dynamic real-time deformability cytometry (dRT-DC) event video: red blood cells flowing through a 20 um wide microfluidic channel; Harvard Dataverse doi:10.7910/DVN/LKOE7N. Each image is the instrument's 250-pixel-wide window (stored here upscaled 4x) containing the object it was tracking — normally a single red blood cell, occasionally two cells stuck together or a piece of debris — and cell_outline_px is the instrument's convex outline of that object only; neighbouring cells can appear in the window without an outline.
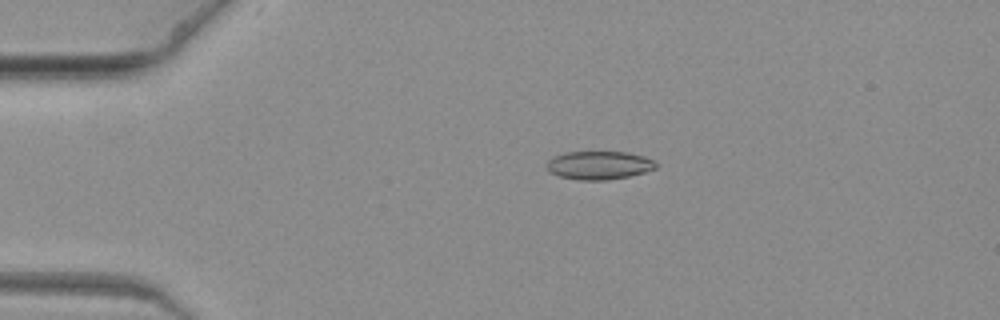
{"species": "common noctule bat (a hibernating species)", "species_latin": "Nyctalus noctula", "temperature_condition": "warm", "stored_images_in_passage": 9, "camera_frame_rate_fps": 3000, "um_per_image_px": 0.085, "animal": {"sex": "female", "body_mass_g": 19.3, "forearm_length_mm": 54.1}, "frame": {"image": 1, "passage_image": 6, "time_ms": 1.667, "image_size_px": [1000, 320], "cell_outline_px": [[656, 168], [644, 172], [628, 176], [608, 180], [580, 180], [560, 176], [552, 172], [548, 168], [548, 160], [552, 156], [564, 152], [628, 152], [644, 156], [652, 160], [656, 164]], "centroid_in_image_um": [50.92, 14.04], "position_along_channel_um": 34.1, "area_um2": 17.86}}
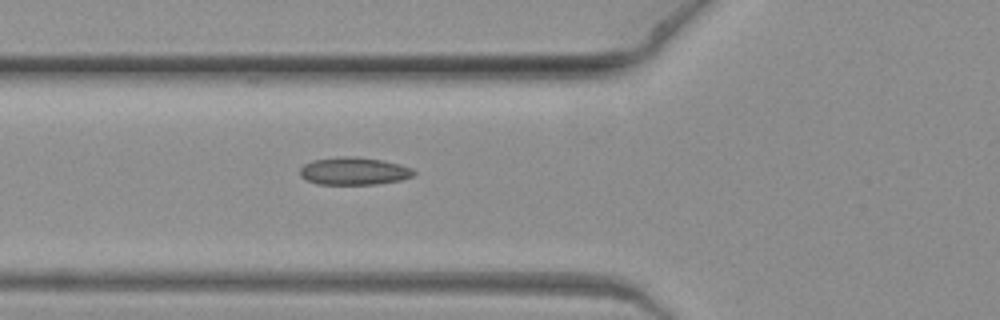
{"frame": {"image": 2, "passage_image": 9, "time_ms": 2.667, "image_size_px": [1000, 320], "cell_outline_px": [[416, 172], [412, 176], [400, 180], [376, 184], [316, 184], [300, 176], [300, 168], [304, 164], [312, 160], [340, 156], [352, 156], [380, 160], [400, 164], [412, 168]], "centroid_in_image_um": [30.06, 14.54], "position_along_channel_um": 95.7, "area_um2": 18.26}}